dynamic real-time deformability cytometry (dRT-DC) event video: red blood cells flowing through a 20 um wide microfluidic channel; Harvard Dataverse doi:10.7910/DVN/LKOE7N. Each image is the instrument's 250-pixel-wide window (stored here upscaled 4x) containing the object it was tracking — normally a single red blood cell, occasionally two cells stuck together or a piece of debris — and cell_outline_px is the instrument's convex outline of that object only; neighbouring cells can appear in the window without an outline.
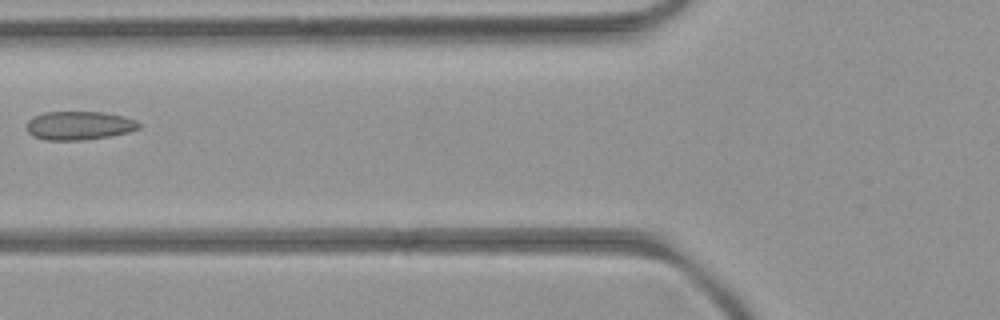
{"species": "common noctule bat (a hibernating species)", "species_latin": "Nyctalus noctula", "temperature_condition": "room temperature", "stored_images_in_passage": 3, "camera_frame_rate_fps": 3000, "um_per_image_px": 0.085, "animal": {"sex": "female", "body_mass_g": 21.9}, "frame": {"image": 1, "passage_image": 2, "time_ms": 1.333, "image_size_px": [1000, 320], "cell_outline_px": [[140, 128], [128, 132], [108, 136], [84, 140], [44, 140], [32, 136], [28, 132], [28, 120], [44, 112], [104, 112], [124, 116], [136, 120], [140, 124]], "centroid_in_image_um": [6.74, 10.67], "position_along_channel_um": 119.1, "area_um2": 18.67}}
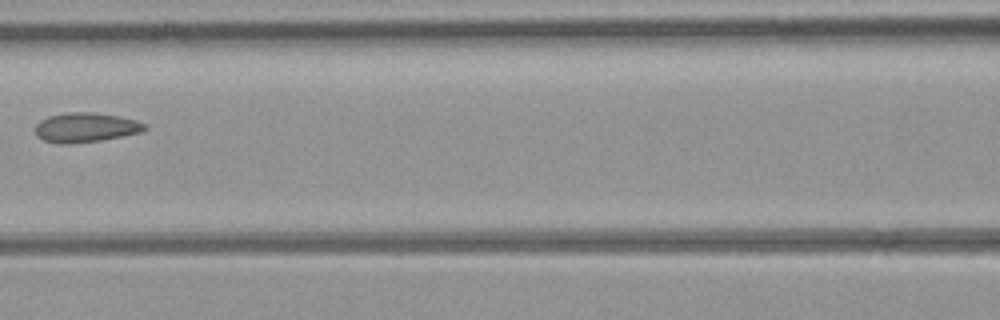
{"frame": {"image": 2, "passage_image": 3, "time_ms": 2.333, "image_size_px": [1000, 320], "cell_outline_px": [[148, 128], [140, 132], [100, 140], [72, 144], [60, 144], [44, 140], [36, 136], [36, 124], [40, 120], [48, 116], [64, 112], [92, 112], [116, 116], [136, 120], [148, 124]], "centroid_in_image_um": [7.26, 10.83], "position_along_channel_um": 159.3, "area_um2": 18.84}}